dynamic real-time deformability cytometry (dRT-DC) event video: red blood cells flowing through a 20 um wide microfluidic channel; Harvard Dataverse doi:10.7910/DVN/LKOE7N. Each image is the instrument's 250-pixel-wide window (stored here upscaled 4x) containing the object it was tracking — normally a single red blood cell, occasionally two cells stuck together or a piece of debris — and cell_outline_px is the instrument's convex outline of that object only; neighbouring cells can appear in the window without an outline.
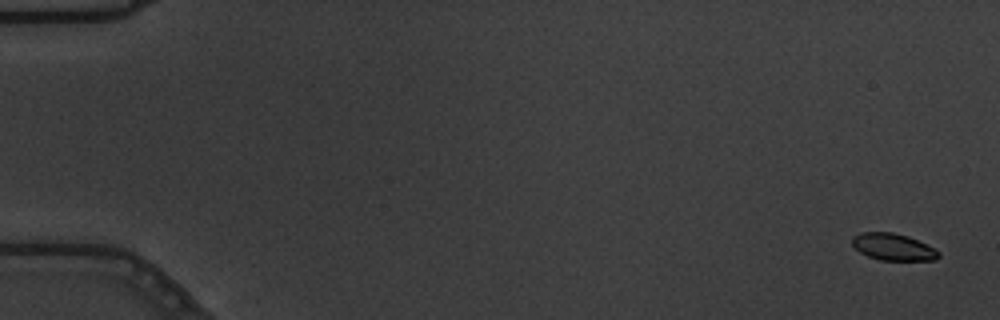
{"species": "common noctule bat (a hibernating species)", "species_latin": "Nyctalus noctula", "temperature_condition": "warm", "stored_images_in_passage": 58, "camera_frame_rate_fps": 3000, "um_per_image_px": 0.085, "animal": {"sex": "male", "body_mass_g": 19.5, "forearm_length_mm": 54.6}, "frame": {"image": 1, "passage_image": 3, "time_ms": 0.667, "image_size_px": [1000, 320], "cell_outline_px": [[940, 256], [936, 260], [880, 260], [868, 256], [860, 252], [852, 244], [852, 236], [860, 232], [892, 232], [908, 236], [940, 252]], "centroid_in_image_um": [75.89, 20.99], "position_along_channel_um": 9.1, "area_um2": 13.41}}
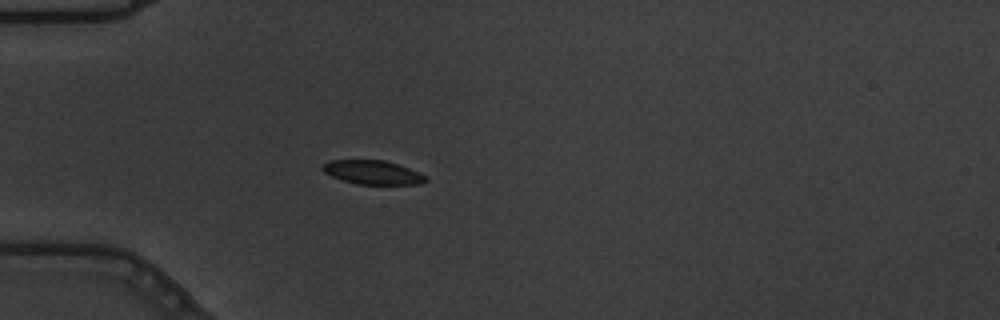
{"frame": {"image": 2, "passage_image": 19, "time_ms": 6.0, "image_size_px": [1000, 320], "cell_outline_px": [[428, 180], [420, 184], [356, 184], [332, 176], [324, 172], [320, 168], [324, 164], [332, 160], [384, 160], [408, 168], [424, 176]], "centroid_in_image_um": [31.64, 14.65], "position_along_channel_um": 53.4, "area_um2": 14.05}}
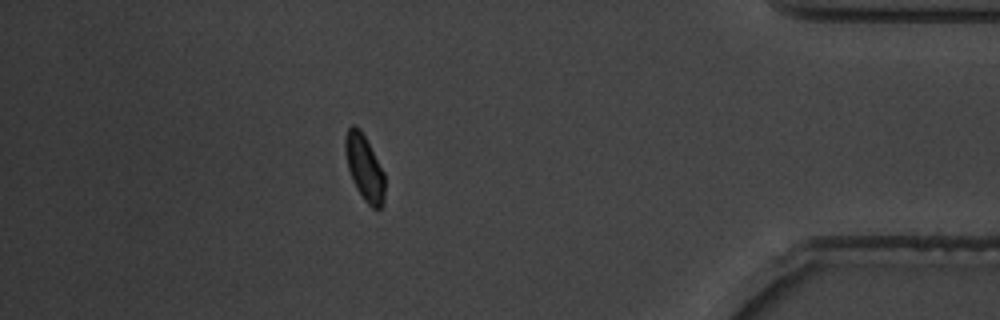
{"frame": {"image": 3, "passage_image": 52, "time_ms": 17.0, "image_size_px": [1000, 320], "cell_outline_px": [[384, 204], [380, 208], [372, 208], [364, 200], [356, 188], [352, 180], [348, 168], [344, 152], [344, 140], [348, 128], [352, 124], [360, 128], [384, 172]], "centroid_in_image_um": [30.96, 14.25], "position_along_channel_um": 404.2, "area_um2": 15.14}, "authors_computed_cell_mechanics": {"area_um2": 14.9702, "velocity_mm_per_s": 3.6363, "shape_relaxation_time_tau1_ms": 3.1699, "shape_relaxation_time_tau2_ms": null, "deformation_change_tau1": 0.1175, "deformation_change_tau2": null}}